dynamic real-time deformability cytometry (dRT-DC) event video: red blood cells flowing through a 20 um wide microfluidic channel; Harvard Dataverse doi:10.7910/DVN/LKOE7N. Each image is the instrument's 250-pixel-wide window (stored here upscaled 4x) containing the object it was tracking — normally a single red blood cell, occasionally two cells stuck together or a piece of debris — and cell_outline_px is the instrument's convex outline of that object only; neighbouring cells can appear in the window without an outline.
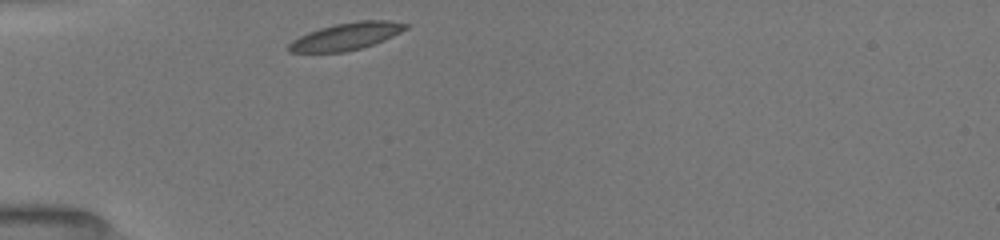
{"species": "common noctule bat (a hibernating species)", "species_latin": "Nyctalus noctula", "temperature_condition": "room temperature", "stored_images_in_passage": 44, "camera_frame_rate_fps": 3000, "um_per_image_px": 0.085, "animal": {"sex": "female", "body_mass_g": 19.5, "forearm_length_mm": 54.1}, "frame": {"image": 1, "passage_image": 1, "time_ms": 0.0, "image_size_px": [1000, 240], "cell_outline_px": [[408, 28], [384, 40], [360, 48], [344, 52], [288, 52], [288, 44], [292, 40], [308, 32], [320, 28], [336, 24], [360, 20], [388, 20], [408, 24]], "centroid_in_image_um": [29.42, 3.08], "position_along_channel_um": 55.6, "area_um2": 18.32}}
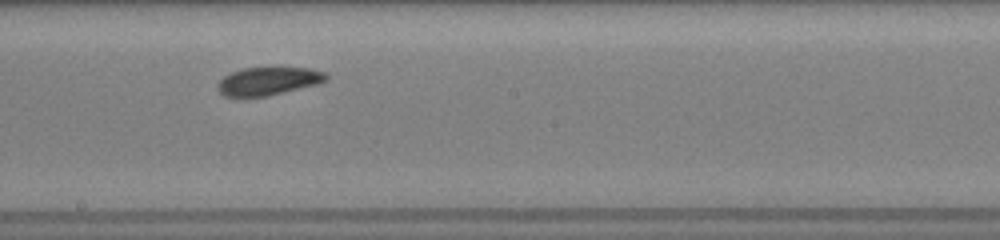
{"frame": {"image": 2, "passage_image": 20, "time_ms": 4.667, "image_size_px": [1000, 240], "cell_outline_px": [[328, 80], [320, 84], [268, 96], [244, 100], [224, 96], [216, 88], [216, 84], [224, 76], [232, 72], [244, 68], [276, 64], [280, 64], [308, 68], [324, 72], [328, 76]], "centroid_in_image_um": [22.8, 6.88], "position_along_channel_um": 225.4, "area_um2": 19.36}}
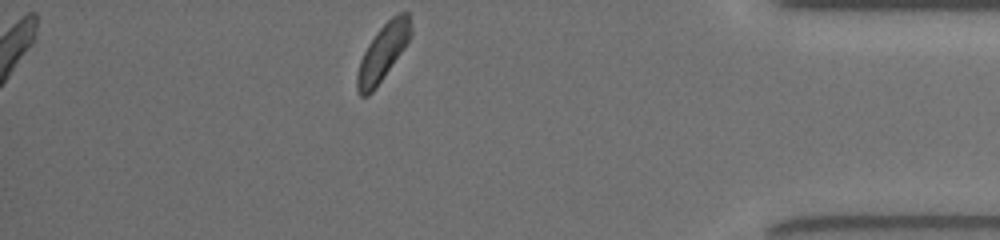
{"frame": {"image": 3, "passage_image": 43, "time_ms": 10.0, "image_size_px": [1000, 240], "cell_outline_px": [[412, 32], [404, 48], [372, 92], [368, 96], [360, 96], [356, 88], [356, 76], [360, 60], [368, 44], [376, 32], [392, 16], [400, 12], [408, 12], [412, 28]], "centroid_in_image_um": [32.53, 4.45], "position_along_channel_um": 402.7, "area_um2": 17.4}, "authors_computed_cell_mechanics": {"area_um2": 18.4382, "velocity_mm_per_s": 3.9353, "shape_relaxation_time_tau1_ms": 1.6488, "shape_relaxation_time_tau2_ms": null, "deformation_change_tau1": 0.0833, "deformation_change_tau2": null}}